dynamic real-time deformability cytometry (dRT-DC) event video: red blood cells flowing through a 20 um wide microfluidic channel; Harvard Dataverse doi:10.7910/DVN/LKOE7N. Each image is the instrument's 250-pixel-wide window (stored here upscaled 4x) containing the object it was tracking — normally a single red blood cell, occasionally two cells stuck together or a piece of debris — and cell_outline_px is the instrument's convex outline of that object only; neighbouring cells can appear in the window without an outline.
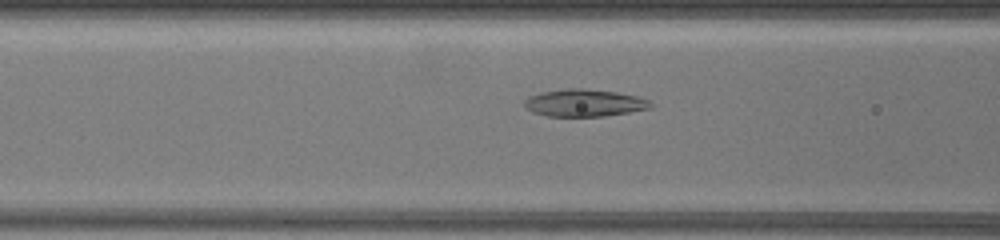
{"species": "common noctule bat (a hibernating species)", "species_latin": "Nyctalus noctula", "temperature_condition": "warm", "stored_images_in_passage": 43, "camera_frame_rate_fps": 3000, "um_per_image_px": 0.085, "animal": {"sex": "female", "body_mass_g": 19.5, "forearm_length_mm": 54.1}, "frame": {"image": 1, "passage_image": 12, "time_ms": 3.667, "image_size_px": [1000, 240], "cell_outline_px": [[652, 108], [604, 116], [548, 116], [532, 112], [524, 104], [524, 100], [528, 96], [540, 92], [564, 88], [584, 88], [616, 92], [636, 96], [648, 100], [652, 104]], "centroid_in_image_um": [49.64, 8.74], "position_along_channel_um": 117.0, "area_um2": 20.06}}
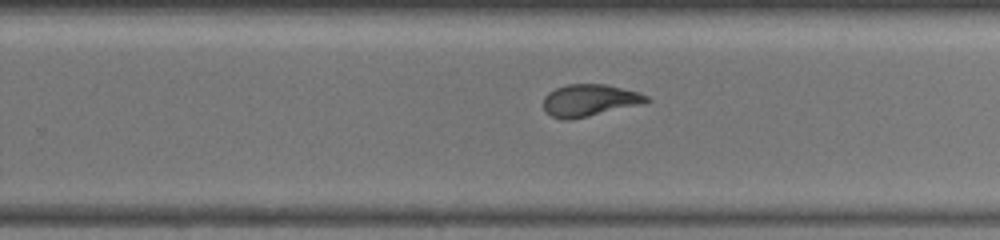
{"frame": {"image": 2, "passage_image": 27, "time_ms": 8.667, "image_size_px": [1000, 240], "cell_outline_px": [[652, 100], [644, 104], [572, 120], [564, 120], [552, 116], [544, 108], [544, 96], [548, 92], [556, 88], [568, 84], [604, 84], [640, 92], [648, 96]], "centroid_in_image_um": [50.15, 8.53], "position_along_channel_um": 279.6, "area_um2": 19.42}}
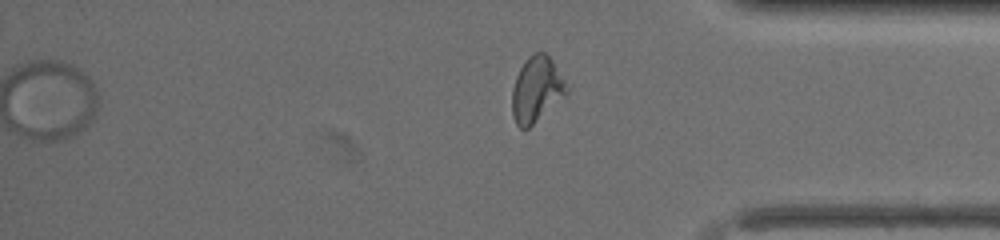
{"frame": {"image": 3, "passage_image": 38, "time_ms": 12.333, "image_size_px": [1000, 240], "cell_outline_px": [[568, 92], [528, 128], [520, 128], [516, 124], [512, 116], [512, 88], [516, 76], [524, 60], [532, 52], [544, 52], [552, 60], [564, 80], [568, 88]], "centroid_in_image_um": [45.57, 7.58], "position_along_channel_um": 389.6, "area_um2": 20.52}}